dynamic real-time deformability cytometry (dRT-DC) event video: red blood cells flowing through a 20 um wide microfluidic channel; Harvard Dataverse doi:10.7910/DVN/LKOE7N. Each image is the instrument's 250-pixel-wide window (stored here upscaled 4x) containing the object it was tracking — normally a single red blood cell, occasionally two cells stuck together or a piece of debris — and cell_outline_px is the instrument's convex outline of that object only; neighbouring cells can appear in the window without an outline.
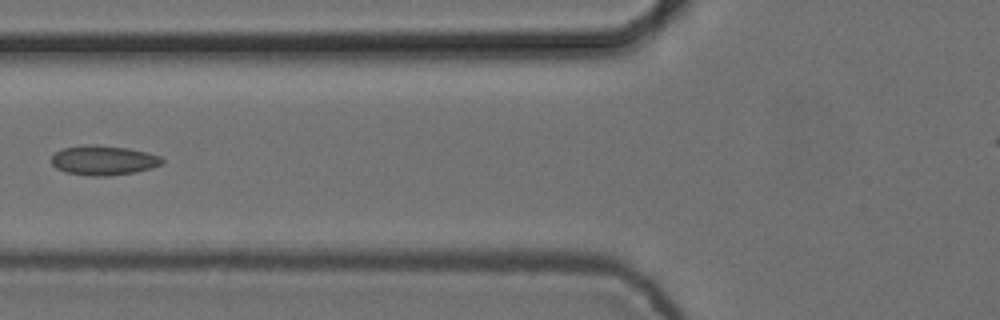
{"species": "common noctule bat (a hibernating species)", "species_latin": "Nyctalus noctula", "temperature_condition": "cold", "stored_images_in_passage": 9, "camera_frame_rate_fps": 3000, "um_per_image_px": 0.085, "animal": {"sex": "female", "body_mass_g": 24.6, "forearm_length_mm": 56.2}, "frame": {"image": 1, "passage_image": 6, "time_ms": 1.667, "image_size_px": [1000, 320], "cell_outline_px": [[164, 164], [152, 168], [136, 172], [108, 176], [92, 176], [64, 172], [56, 168], [52, 164], [52, 156], [56, 152], [64, 148], [84, 144], [96, 144], [128, 148], [148, 152], [160, 156], [164, 160]], "centroid_in_image_um": [8.83, 13.62], "position_along_channel_um": 117.0, "area_um2": 19.36}}
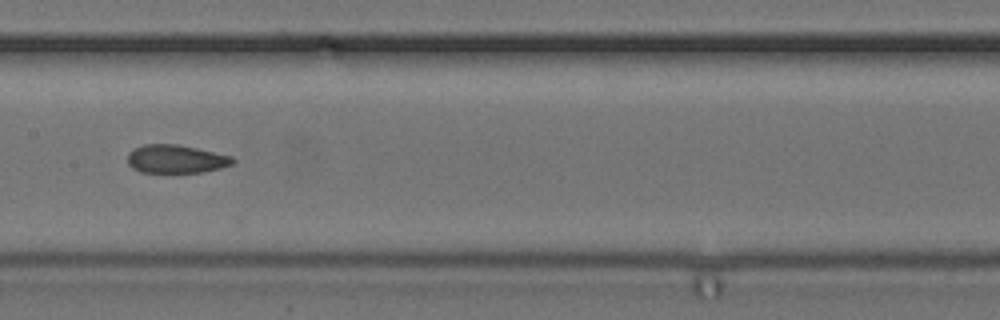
{"frame": {"image": 2, "passage_image": 8, "time_ms": 2.333, "image_size_px": [1000, 320], "cell_outline_px": [[236, 160], [232, 164], [220, 168], [204, 172], [140, 172], [132, 168], [128, 164], [128, 152], [132, 148], [144, 144], [176, 144], [196, 148], [232, 156]], "centroid_in_image_um": [14.93, 13.51], "position_along_channel_um": 192.5, "area_um2": 17.4}}
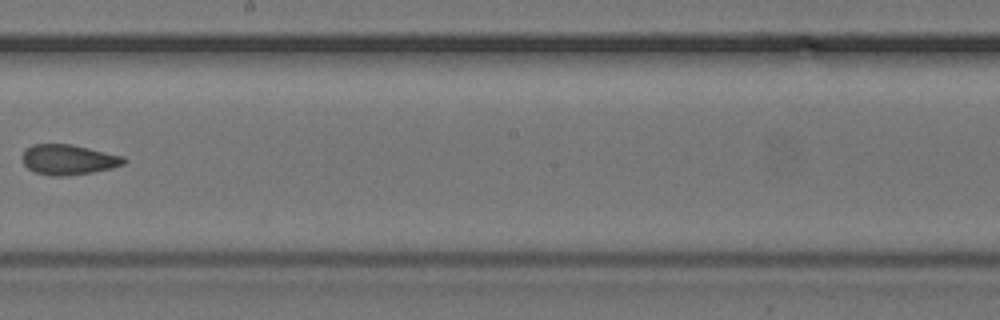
{"frame": {"image": 3, "passage_image": 9, "time_ms": 2.667, "image_size_px": [1000, 320], "cell_outline_px": [[128, 160], [124, 164], [112, 168], [92, 172], [64, 176], [52, 176], [36, 172], [28, 168], [24, 164], [20, 156], [32, 144], [72, 144], [124, 156]], "centroid_in_image_um": [5.83, 13.56], "position_along_channel_um": 242.4, "area_um2": 17.92}}